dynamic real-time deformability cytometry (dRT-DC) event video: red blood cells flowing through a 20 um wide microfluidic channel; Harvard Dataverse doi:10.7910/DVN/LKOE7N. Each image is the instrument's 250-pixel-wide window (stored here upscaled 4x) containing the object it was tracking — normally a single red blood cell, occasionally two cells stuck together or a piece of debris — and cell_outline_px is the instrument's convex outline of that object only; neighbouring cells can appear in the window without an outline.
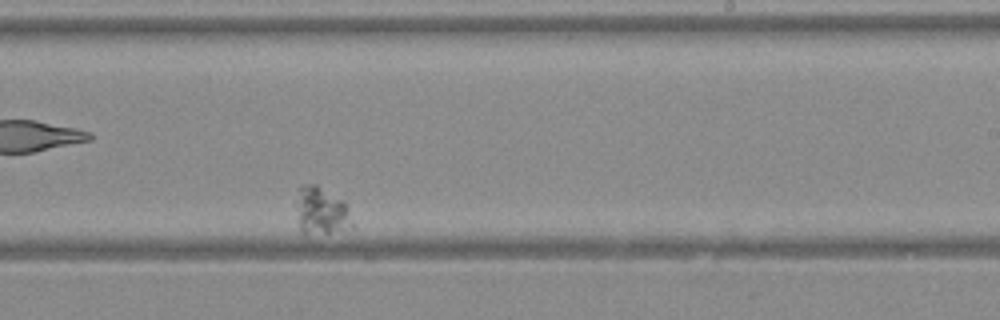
{"species": "Egyptian fruit bat (a non-hibernating species)", "species_latin": "Rousettus aegyptiacus", "temperature_condition": "warm", "stored_images_in_passage": 30, "camera_frame_rate_fps": 3000, "um_per_image_px": 0.085, "animal": {"sex": "female"}, "frame": {"image": 1, "passage_image": 20, "time_ms": 6.333, "image_size_px": [1000, 320], "cell_outline_px": [[352, 228], [328, 232], [300, 232], [296, 208], [296, 188], [300, 184], [316, 184], [344, 200], [348, 208], [352, 224]], "centroid_in_image_um": [27.26, 17.86], "position_along_channel_um": 261.7, "area_um2": 15.55}}
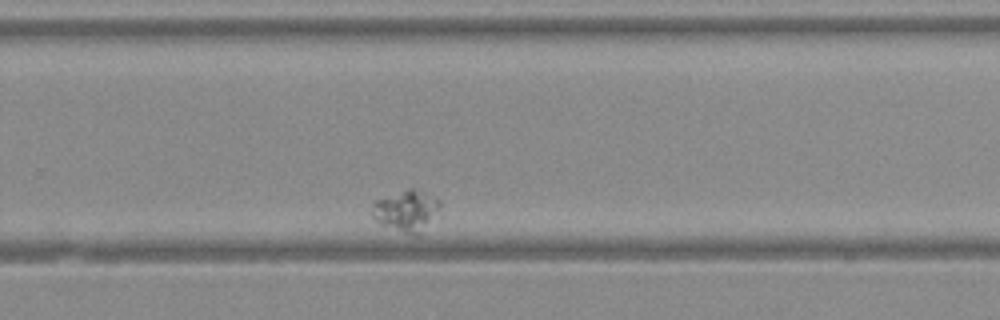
{"frame": {"image": 2, "passage_image": 23, "time_ms": 7.333, "image_size_px": [1000, 320], "cell_outline_px": [[440, 208], [420, 236], [416, 236], [380, 224], [372, 216], [372, 204], [376, 200], [408, 188], [412, 188], [440, 200]], "centroid_in_image_um": [34.53, 17.93], "position_along_channel_um": 295.3, "area_um2": 16.07}}
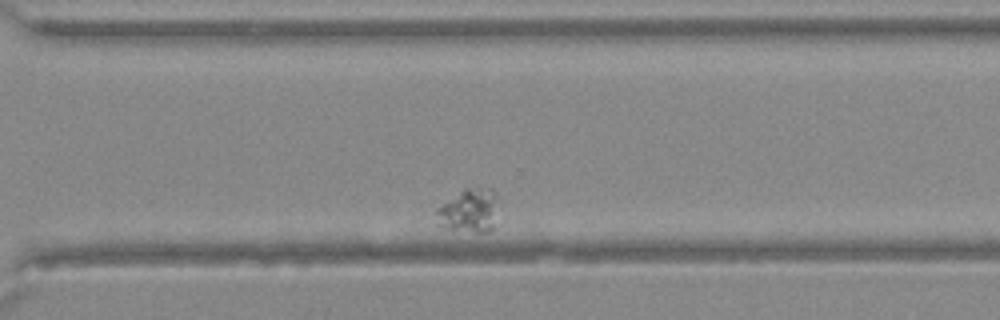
{"frame": {"image": 3, "passage_image": 26, "time_ms": 8.333, "image_size_px": [1000, 320], "cell_outline_px": [[496, 196], [492, 228], [488, 232], [476, 232], [444, 228], [440, 224], [436, 212], [436, 208], [464, 188], [492, 188], [496, 192]], "centroid_in_image_um": [39.85, 17.89], "position_along_channel_um": 330.8, "area_um2": 15.32}}